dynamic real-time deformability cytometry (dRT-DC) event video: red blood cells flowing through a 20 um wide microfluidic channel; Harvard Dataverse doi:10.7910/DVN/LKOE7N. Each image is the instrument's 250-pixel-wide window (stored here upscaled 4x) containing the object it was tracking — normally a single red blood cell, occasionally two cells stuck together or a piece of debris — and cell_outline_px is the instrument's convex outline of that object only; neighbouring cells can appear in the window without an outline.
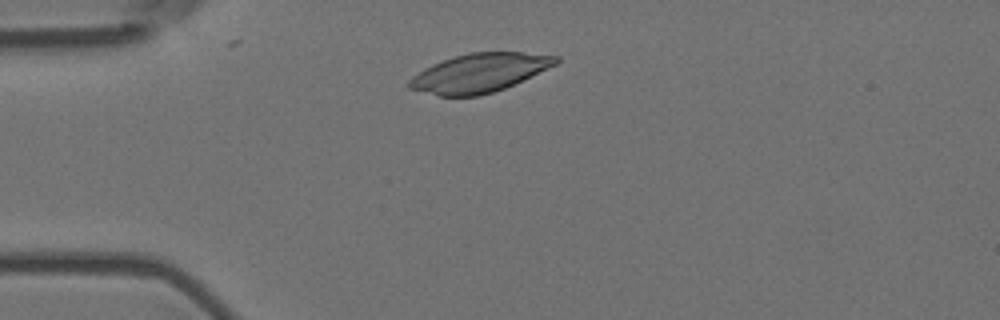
{"species": "Egyptian fruit bat (a non-hibernating species)", "species_latin": "Rousettus aegyptiacus", "temperature_condition": "room temperature", "stored_images_in_passage": 5, "camera_frame_rate_fps": 3000, "um_per_image_px": 0.085, "animal": {"sex": "female"}, "frame": {"image": 1, "passage_image": 2, "time_ms": 0.333, "image_size_px": [1000, 320], "cell_outline_px": [[560, 60], [556, 64], [504, 88], [480, 96], [440, 96], [408, 88], [408, 80], [412, 76], [424, 68], [432, 64], [468, 52], [524, 52], [560, 56]], "centroid_in_image_um": [40.73, 6.19], "position_along_channel_um": 44.3, "area_um2": 32.83}}
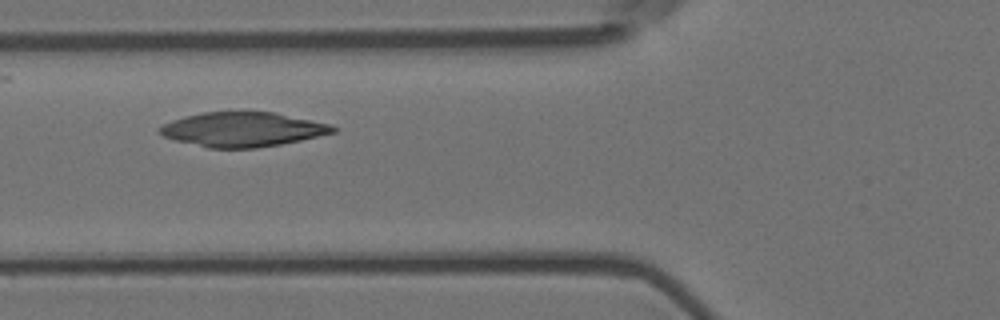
{"frame": {"image": 2, "passage_image": 4, "time_ms": 1.0, "image_size_px": [1000, 320], "cell_outline_px": [[340, 128], [336, 132], [300, 140], [280, 144], [256, 148], [208, 148], [176, 140], [164, 136], [156, 128], [172, 120], [184, 116], [204, 112], [276, 112], [332, 124]], "centroid_in_image_um": [20.67, 10.99], "position_along_channel_um": 105.1, "area_um2": 34.85}}
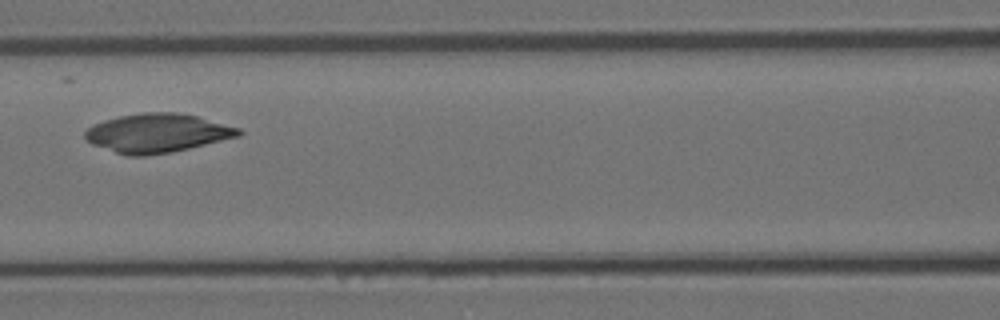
{"frame": {"image": 3, "passage_image": 5, "time_ms": 1.333, "image_size_px": [1000, 320], "cell_outline_px": [[244, 132], [240, 136], [188, 148], [168, 152], [144, 156], [128, 156], [92, 144], [84, 136], [84, 132], [92, 124], [104, 120], [120, 116], [144, 112], [176, 112], [196, 116], [240, 128]], "centroid_in_image_um": [13.36, 11.3], "position_along_channel_um": 153.2, "area_um2": 34.45}}